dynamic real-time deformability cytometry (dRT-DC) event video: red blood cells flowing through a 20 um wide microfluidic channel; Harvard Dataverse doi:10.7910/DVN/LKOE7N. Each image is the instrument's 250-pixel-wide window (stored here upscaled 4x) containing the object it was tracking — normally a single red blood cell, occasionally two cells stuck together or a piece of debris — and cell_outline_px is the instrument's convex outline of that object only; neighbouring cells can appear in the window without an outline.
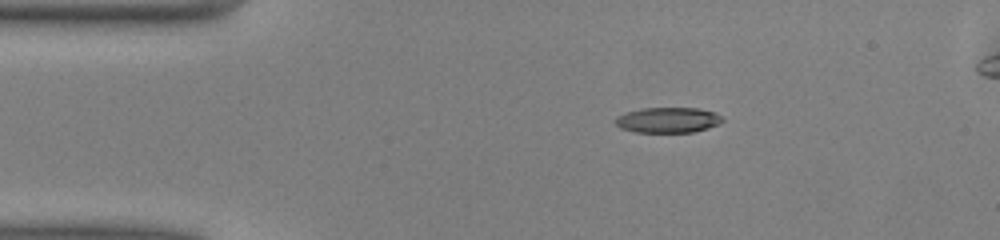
{"species": "common noctule bat (a hibernating species)", "species_latin": "Nyctalus noctula", "temperature_condition": "warm", "stored_images_in_passage": 41, "camera_frame_rate_fps": 3000, "um_per_image_px": 0.085, "animal": {"sex": "male", "body_mass_g": 13.0, "forearm_length_mm": 53.1}, "frame": {"image": 1, "passage_image": 1, "time_ms": 0.0, "image_size_px": [1000, 240], "cell_outline_px": [[724, 120], [720, 124], [708, 128], [692, 132], [636, 132], [620, 128], [616, 124], [616, 116], [624, 112], [640, 108], [700, 108], [716, 112]], "centroid_in_image_um": [56.78, 10.19], "position_along_channel_um": 28.2, "area_um2": 16.01}}
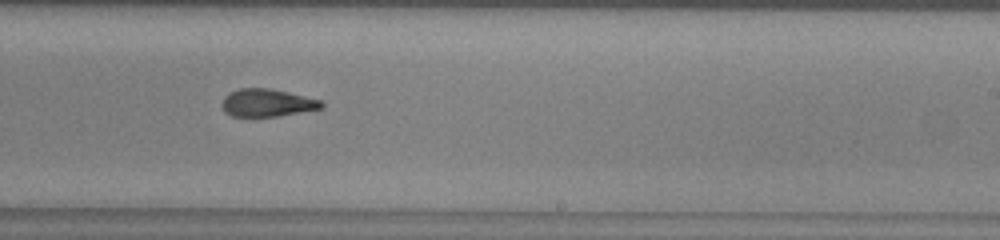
{"frame": {"image": 2, "passage_image": 22, "time_ms": 7.0, "image_size_px": [1000, 240], "cell_outline_px": [[324, 108], [276, 116], [232, 116], [224, 112], [220, 104], [224, 96], [228, 92], [240, 88], [272, 88], [320, 100], [324, 104]], "centroid_in_image_um": [22.66, 8.73], "position_along_channel_um": 266.3, "area_um2": 16.13}}
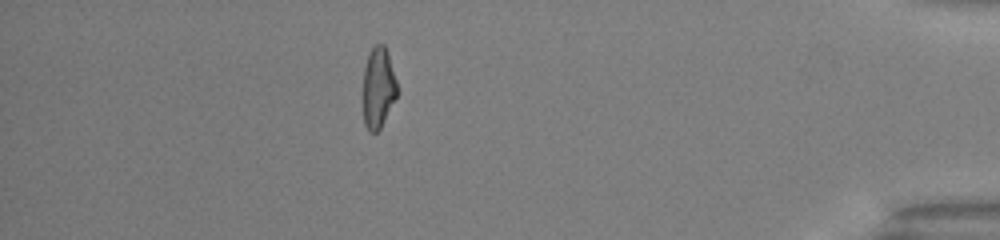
{"frame": {"image": 3, "passage_image": 36, "time_ms": 11.667, "image_size_px": [1000, 240], "cell_outline_px": [[400, 92], [380, 128], [376, 132], [368, 132], [364, 124], [364, 68], [368, 52], [376, 44], [384, 44], [388, 52]], "centroid_in_image_um": [32.18, 7.45], "position_along_channel_um": 403.0, "area_um2": 16.3}, "authors_computed_cell_mechanics": {"area_um2": 16.8776, "velocity_mm_per_s": 4.1, "shape_relaxation_time_tau1_ms": 7.3324, "shape_relaxation_time_tau2_ms": 4.0763, "deformation_change_tau1": 0.2169, "deformation_change_tau2": 0.1184}}